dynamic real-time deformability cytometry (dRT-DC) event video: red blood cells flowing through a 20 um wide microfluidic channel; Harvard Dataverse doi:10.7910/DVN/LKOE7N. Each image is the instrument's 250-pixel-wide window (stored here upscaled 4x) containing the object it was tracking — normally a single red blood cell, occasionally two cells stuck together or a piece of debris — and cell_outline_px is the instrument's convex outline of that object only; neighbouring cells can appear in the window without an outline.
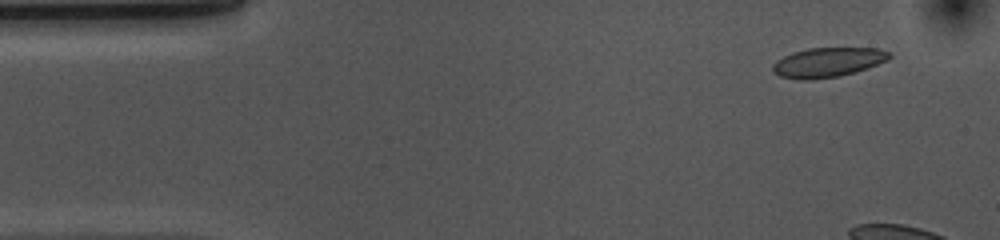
{"species": "common noctule bat (a hibernating species)", "species_latin": "Nyctalus noctula", "temperature_condition": "cold", "stored_images_in_passage": 11, "camera_frame_rate_fps": 3000, "um_per_image_px": 0.085, "animal": {"sex": "female", "body_mass_g": 10.0, "forearm_length_mm": 53.1}, "frame": {"image": 1, "passage_image": 4, "time_ms": 1.0, "image_size_px": [1000, 240], "cell_outline_px": [[892, 56], [888, 60], [868, 68], [856, 72], [840, 76], [812, 80], [800, 80], [780, 76], [772, 72], [772, 64], [776, 60], [792, 52], [808, 48], [876, 48], [892, 52]], "centroid_in_image_um": [70.36, 5.3], "position_along_channel_um": 14.6, "area_um2": 20.4}}